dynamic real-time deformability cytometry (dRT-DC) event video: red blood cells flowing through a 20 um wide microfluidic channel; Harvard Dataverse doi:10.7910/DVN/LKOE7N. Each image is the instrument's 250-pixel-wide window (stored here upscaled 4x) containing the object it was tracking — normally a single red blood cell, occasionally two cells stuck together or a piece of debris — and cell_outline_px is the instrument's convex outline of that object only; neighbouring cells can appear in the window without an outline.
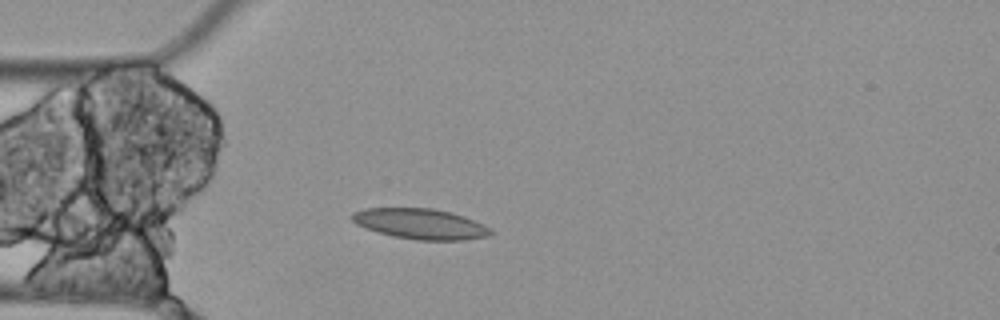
{"species": "Egyptian fruit bat (a non-hibernating species)", "species_latin": "Rousettus aegyptiacus", "temperature_condition": "cold", "stored_images_in_passage": 5, "camera_frame_rate_fps": 3000, "um_per_image_px": 0.085, "animal": {"sex": "female"}, "frame": {"image": 1, "passage_image": 5, "time_ms": 1.333, "image_size_px": [1000, 320], "cell_outline_px": [[492, 232], [488, 236], [464, 240], [416, 240], [392, 236], [356, 224], [352, 220], [352, 212], [364, 208], [432, 208], [464, 216], [484, 224], [492, 228]], "centroid_in_image_um": [35.76, 19.03], "position_along_channel_um": 49.2, "area_um2": 24.51}}